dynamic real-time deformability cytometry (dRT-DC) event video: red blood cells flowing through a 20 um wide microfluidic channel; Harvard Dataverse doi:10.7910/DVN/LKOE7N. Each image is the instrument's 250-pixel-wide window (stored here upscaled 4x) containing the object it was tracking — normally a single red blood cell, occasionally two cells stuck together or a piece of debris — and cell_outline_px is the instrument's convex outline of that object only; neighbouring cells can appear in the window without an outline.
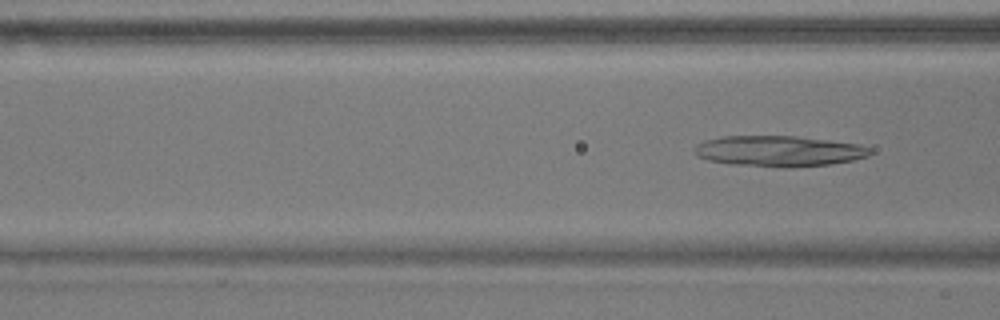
{"species": "common noctule bat (a hibernating species)", "species_latin": "Nyctalus noctula", "temperature_condition": "warm", "stored_images_in_passage": 16, "segment_of_instrument_passage": [2, 2], "camera_frame_rate_fps": 3000, "um_per_image_px": 0.085, "animal": {"sex": "male", "body_mass_g": 17.9}, "frame": {"image": 1, "passage_image": 16, "time_ms": 5.0, "image_size_px": [1000, 320], "cell_outline_px": [[872, 152], [868, 156], [852, 160], [828, 164], [728, 164], [708, 160], [696, 156], [692, 152], [692, 148], [696, 144], [704, 140], [724, 136], [796, 136], [828, 140], [856, 144], [872, 148]], "centroid_in_image_um": [66.11, 12.79], "position_along_channel_um": 100.5, "area_um2": 30.23}}